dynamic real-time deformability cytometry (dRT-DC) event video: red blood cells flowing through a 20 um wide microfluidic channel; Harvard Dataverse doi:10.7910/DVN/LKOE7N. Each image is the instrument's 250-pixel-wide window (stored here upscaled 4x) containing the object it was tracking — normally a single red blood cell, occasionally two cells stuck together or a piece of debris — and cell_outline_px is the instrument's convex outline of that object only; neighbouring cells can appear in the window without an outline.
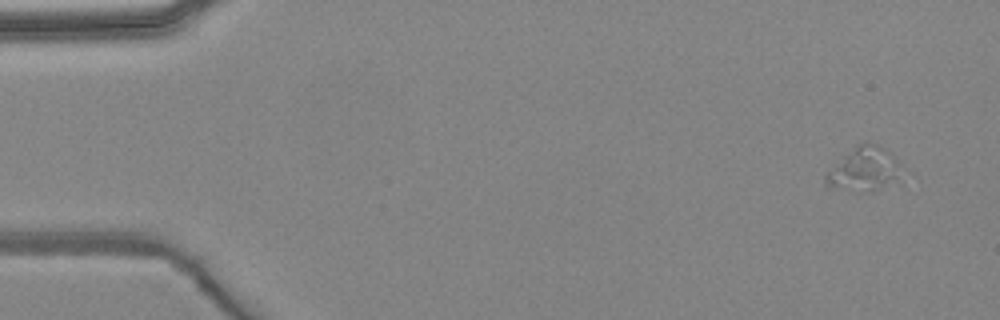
{"species": "common noctule bat (a hibernating species)", "species_latin": "Nyctalus noctula", "temperature_condition": "warm", "stored_images_in_passage": 4, "camera_frame_rate_fps": 3000, "um_per_image_px": 0.085, "animal": {"sex": "female", "body_mass_g": 24.6, "forearm_length_mm": 56.2}, "frame": {"image": 1, "passage_image": 1, "time_ms": 0.0, "image_size_px": [1000, 320], "cell_outline_px": [[896, 180], [864, 192], [824, 188], [824, 176], [856, 144], [876, 144], [888, 152], [896, 160]], "centroid_in_image_um": [73.29, 14.41], "position_along_channel_um": 11.7, "area_um2": 18.26}}